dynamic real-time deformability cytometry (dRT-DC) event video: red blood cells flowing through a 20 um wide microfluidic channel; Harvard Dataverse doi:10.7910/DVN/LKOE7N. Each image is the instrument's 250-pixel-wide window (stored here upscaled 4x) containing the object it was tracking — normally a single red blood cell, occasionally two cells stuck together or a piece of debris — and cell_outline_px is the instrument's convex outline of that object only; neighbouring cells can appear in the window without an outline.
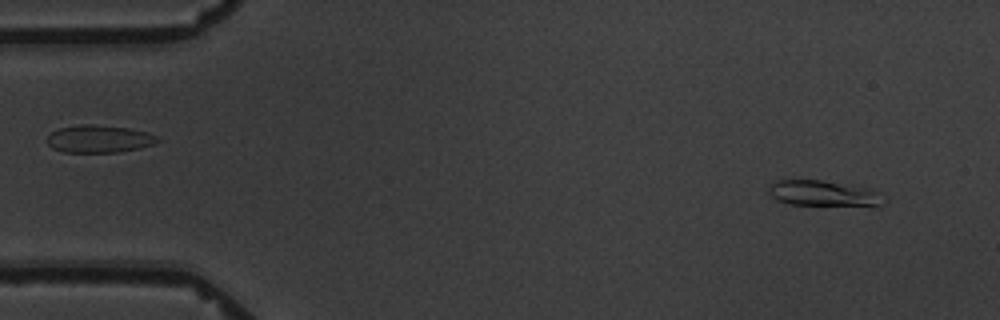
{"species": "common noctule bat (a hibernating species)", "species_latin": "Nyctalus noctula", "temperature_condition": "warm", "stored_images_in_passage": 8, "camera_frame_rate_fps": 3000, "um_per_image_px": 0.085, "animal": {"sex": "male", "body_mass_g": 19.5, "forearm_length_mm": 54.6}, "frame": {"image": 1, "passage_image": 1, "time_ms": 0.0, "image_size_px": [1000, 320], "cell_outline_px": [[888, 200], [880, 208], [872, 208], [792, 204], [776, 200], [768, 192], [768, 188], [776, 180], [820, 180], [864, 188], [880, 192]], "centroid_in_image_um": [70.14, 16.5], "position_along_channel_um": 14.9, "area_um2": 17.92}}
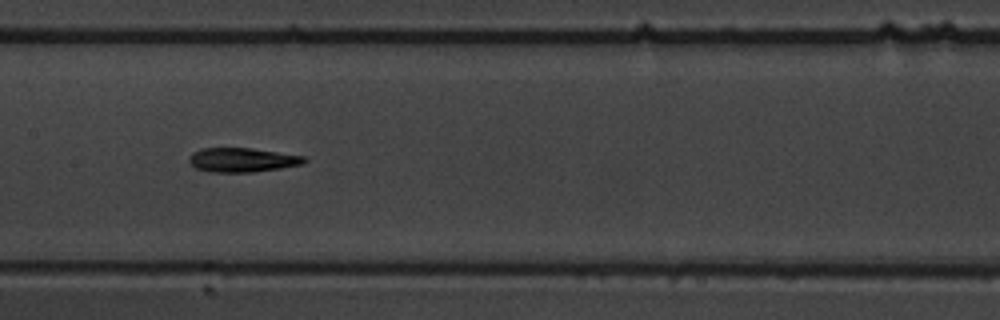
{"frame": {"image": 2, "passage_image": 7, "time_ms": 8.0, "image_size_px": [1000, 320], "cell_outline_px": [[308, 160], [304, 164], [280, 168], [252, 172], [212, 172], [196, 168], [188, 160], [192, 152], [200, 148], [252, 148], [304, 156]], "centroid_in_image_um": [20.6, 13.59], "position_along_channel_um": 186.8, "area_um2": 16.24}}
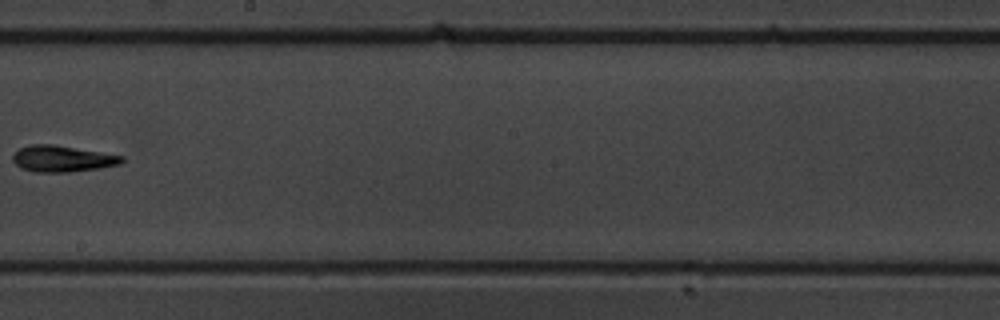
{"frame": {"image": 3, "passage_image": 8, "time_ms": 9.667, "image_size_px": [1000, 320], "cell_outline_px": [[124, 160], [120, 164], [100, 168], [68, 172], [36, 172], [20, 168], [12, 160], [12, 156], [20, 148], [32, 144], [52, 144], [124, 156]], "centroid_in_image_um": [5.29, 13.49], "position_along_channel_um": 242.9, "area_um2": 16.59}}